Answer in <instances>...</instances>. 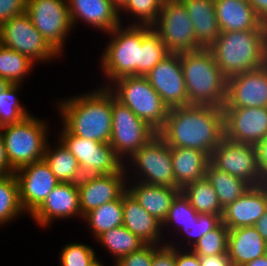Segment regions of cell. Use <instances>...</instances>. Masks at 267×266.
<instances>
[{
    "label": "cell",
    "instance_id": "obj_31",
    "mask_svg": "<svg viewBox=\"0 0 267 266\" xmlns=\"http://www.w3.org/2000/svg\"><path fill=\"white\" fill-rule=\"evenodd\" d=\"M83 220L90 227L94 240L106 231L123 225L122 196L89 211Z\"/></svg>",
    "mask_w": 267,
    "mask_h": 266
},
{
    "label": "cell",
    "instance_id": "obj_13",
    "mask_svg": "<svg viewBox=\"0 0 267 266\" xmlns=\"http://www.w3.org/2000/svg\"><path fill=\"white\" fill-rule=\"evenodd\" d=\"M26 13L35 28L61 55L73 29L67 0H27Z\"/></svg>",
    "mask_w": 267,
    "mask_h": 266
},
{
    "label": "cell",
    "instance_id": "obj_7",
    "mask_svg": "<svg viewBox=\"0 0 267 266\" xmlns=\"http://www.w3.org/2000/svg\"><path fill=\"white\" fill-rule=\"evenodd\" d=\"M108 89L115 98L157 133L165 124L169 108L145 76H126L111 84Z\"/></svg>",
    "mask_w": 267,
    "mask_h": 266
},
{
    "label": "cell",
    "instance_id": "obj_18",
    "mask_svg": "<svg viewBox=\"0 0 267 266\" xmlns=\"http://www.w3.org/2000/svg\"><path fill=\"white\" fill-rule=\"evenodd\" d=\"M127 171L123 166L117 173L108 175H85L77 183L81 215L116 199L127 191ZM126 177V178H125Z\"/></svg>",
    "mask_w": 267,
    "mask_h": 266
},
{
    "label": "cell",
    "instance_id": "obj_5",
    "mask_svg": "<svg viewBox=\"0 0 267 266\" xmlns=\"http://www.w3.org/2000/svg\"><path fill=\"white\" fill-rule=\"evenodd\" d=\"M122 26L107 33L112 38L99 58L105 80L109 81L105 88L122 77L140 76L142 25Z\"/></svg>",
    "mask_w": 267,
    "mask_h": 266
},
{
    "label": "cell",
    "instance_id": "obj_16",
    "mask_svg": "<svg viewBox=\"0 0 267 266\" xmlns=\"http://www.w3.org/2000/svg\"><path fill=\"white\" fill-rule=\"evenodd\" d=\"M145 77L169 109L188 105L180 53H169Z\"/></svg>",
    "mask_w": 267,
    "mask_h": 266
},
{
    "label": "cell",
    "instance_id": "obj_40",
    "mask_svg": "<svg viewBox=\"0 0 267 266\" xmlns=\"http://www.w3.org/2000/svg\"><path fill=\"white\" fill-rule=\"evenodd\" d=\"M229 229L221 222L215 229L201 237L191 250L198 256L227 254Z\"/></svg>",
    "mask_w": 267,
    "mask_h": 266
},
{
    "label": "cell",
    "instance_id": "obj_34",
    "mask_svg": "<svg viewBox=\"0 0 267 266\" xmlns=\"http://www.w3.org/2000/svg\"><path fill=\"white\" fill-rule=\"evenodd\" d=\"M34 62L21 53L0 44V77L10 84H21L34 69ZM29 73V74H28Z\"/></svg>",
    "mask_w": 267,
    "mask_h": 266
},
{
    "label": "cell",
    "instance_id": "obj_51",
    "mask_svg": "<svg viewBox=\"0 0 267 266\" xmlns=\"http://www.w3.org/2000/svg\"><path fill=\"white\" fill-rule=\"evenodd\" d=\"M254 227L261 234L263 239L267 242V210L266 212L258 219Z\"/></svg>",
    "mask_w": 267,
    "mask_h": 266
},
{
    "label": "cell",
    "instance_id": "obj_25",
    "mask_svg": "<svg viewBox=\"0 0 267 266\" xmlns=\"http://www.w3.org/2000/svg\"><path fill=\"white\" fill-rule=\"evenodd\" d=\"M227 254L232 266H243L267 254V242L254 226L230 229Z\"/></svg>",
    "mask_w": 267,
    "mask_h": 266
},
{
    "label": "cell",
    "instance_id": "obj_53",
    "mask_svg": "<svg viewBox=\"0 0 267 266\" xmlns=\"http://www.w3.org/2000/svg\"><path fill=\"white\" fill-rule=\"evenodd\" d=\"M113 6L120 11L127 3L128 0H110Z\"/></svg>",
    "mask_w": 267,
    "mask_h": 266
},
{
    "label": "cell",
    "instance_id": "obj_8",
    "mask_svg": "<svg viewBox=\"0 0 267 266\" xmlns=\"http://www.w3.org/2000/svg\"><path fill=\"white\" fill-rule=\"evenodd\" d=\"M129 162L131 163L129 164ZM125 165V170L128 171L127 175L135 174L133 176L134 181L180 189L176 185L173 173L171 147L158 133L127 160ZM127 167H130V169H126ZM129 170H131V173H129ZM132 171H134V174Z\"/></svg>",
    "mask_w": 267,
    "mask_h": 266
},
{
    "label": "cell",
    "instance_id": "obj_46",
    "mask_svg": "<svg viewBox=\"0 0 267 266\" xmlns=\"http://www.w3.org/2000/svg\"><path fill=\"white\" fill-rule=\"evenodd\" d=\"M152 266H176L175 265V248L163 245L153 256Z\"/></svg>",
    "mask_w": 267,
    "mask_h": 266
},
{
    "label": "cell",
    "instance_id": "obj_32",
    "mask_svg": "<svg viewBox=\"0 0 267 266\" xmlns=\"http://www.w3.org/2000/svg\"><path fill=\"white\" fill-rule=\"evenodd\" d=\"M97 243L102 244L114 257L116 263L120 258L130 253L141 250L147 244L129 231L124 225H120L101 234Z\"/></svg>",
    "mask_w": 267,
    "mask_h": 266
},
{
    "label": "cell",
    "instance_id": "obj_38",
    "mask_svg": "<svg viewBox=\"0 0 267 266\" xmlns=\"http://www.w3.org/2000/svg\"><path fill=\"white\" fill-rule=\"evenodd\" d=\"M198 218L197 211L190 205L188 198L180 191L174 198L169 208L167 218L162 223V232L168 228L180 230L182 227L188 226ZM175 227V228H174Z\"/></svg>",
    "mask_w": 267,
    "mask_h": 266
},
{
    "label": "cell",
    "instance_id": "obj_36",
    "mask_svg": "<svg viewBox=\"0 0 267 266\" xmlns=\"http://www.w3.org/2000/svg\"><path fill=\"white\" fill-rule=\"evenodd\" d=\"M169 52L152 26L142 25L140 76H146Z\"/></svg>",
    "mask_w": 267,
    "mask_h": 266
},
{
    "label": "cell",
    "instance_id": "obj_26",
    "mask_svg": "<svg viewBox=\"0 0 267 266\" xmlns=\"http://www.w3.org/2000/svg\"><path fill=\"white\" fill-rule=\"evenodd\" d=\"M191 18L197 45L208 49L221 31L215 14L214 0H180Z\"/></svg>",
    "mask_w": 267,
    "mask_h": 266
},
{
    "label": "cell",
    "instance_id": "obj_14",
    "mask_svg": "<svg viewBox=\"0 0 267 266\" xmlns=\"http://www.w3.org/2000/svg\"><path fill=\"white\" fill-rule=\"evenodd\" d=\"M210 162L216 168L244 180L251 187L262 185L257 149L252 144L236 143L224 138L212 151Z\"/></svg>",
    "mask_w": 267,
    "mask_h": 266
},
{
    "label": "cell",
    "instance_id": "obj_11",
    "mask_svg": "<svg viewBox=\"0 0 267 266\" xmlns=\"http://www.w3.org/2000/svg\"><path fill=\"white\" fill-rule=\"evenodd\" d=\"M169 53L200 50L194 27L184 4L180 0H164L159 17L152 25Z\"/></svg>",
    "mask_w": 267,
    "mask_h": 266
},
{
    "label": "cell",
    "instance_id": "obj_15",
    "mask_svg": "<svg viewBox=\"0 0 267 266\" xmlns=\"http://www.w3.org/2000/svg\"><path fill=\"white\" fill-rule=\"evenodd\" d=\"M19 187V199L26 214L31 215L60 183L44 159L14 171Z\"/></svg>",
    "mask_w": 267,
    "mask_h": 266
},
{
    "label": "cell",
    "instance_id": "obj_52",
    "mask_svg": "<svg viewBox=\"0 0 267 266\" xmlns=\"http://www.w3.org/2000/svg\"><path fill=\"white\" fill-rule=\"evenodd\" d=\"M243 266H267V254L262 257L256 258Z\"/></svg>",
    "mask_w": 267,
    "mask_h": 266
},
{
    "label": "cell",
    "instance_id": "obj_2",
    "mask_svg": "<svg viewBox=\"0 0 267 266\" xmlns=\"http://www.w3.org/2000/svg\"><path fill=\"white\" fill-rule=\"evenodd\" d=\"M63 100V101H62ZM58 102L64 126L72 135L109 143L112 133V92L105 87Z\"/></svg>",
    "mask_w": 267,
    "mask_h": 266
},
{
    "label": "cell",
    "instance_id": "obj_42",
    "mask_svg": "<svg viewBox=\"0 0 267 266\" xmlns=\"http://www.w3.org/2000/svg\"><path fill=\"white\" fill-rule=\"evenodd\" d=\"M96 252L91 246L83 243L71 242L60 250V266H90L97 260Z\"/></svg>",
    "mask_w": 267,
    "mask_h": 266
},
{
    "label": "cell",
    "instance_id": "obj_47",
    "mask_svg": "<svg viewBox=\"0 0 267 266\" xmlns=\"http://www.w3.org/2000/svg\"><path fill=\"white\" fill-rule=\"evenodd\" d=\"M256 149L262 185H267V137L256 145Z\"/></svg>",
    "mask_w": 267,
    "mask_h": 266
},
{
    "label": "cell",
    "instance_id": "obj_39",
    "mask_svg": "<svg viewBox=\"0 0 267 266\" xmlns=\"http://www.w3.org/2000/svg\"><path fill=\"white\" fill-rule=\"evenodd\" d=\"M164 0H128L126 5L119 11L134 17L131 25L152 26L159 17ZM137 21V22H136Z\"/></svg>",
    "mask_w": 267,
    "mask_h": 266
},
{
    "label": "cell",
    "instance_id": "obj_4",
    "mask_svg": "<svg viewBox=\"0 0 267 266\" xmlns=\"http://www.w3.org/2000/svg\"><path fill=\"white\" fill-rule=\"evenodd\" d=\"M188 105L223 108L227 95V77L209 49L180 53Z\"/></svg>",
    "mask_w": 267,
    "mask_h": 266
},
{
    "label": "cell",
    "instance_id": "obj_27",
    "mask_svg": "<svg viewBox=\"0 0 267 266\" xmlns=\"http://www.w3.org/2000/svg\"><path fill=\"white\" fill-rule=\"evenodd\" d=\"M127 182V191L152 216L161 223L167 218L169 208L181 189L167 186L149 185L137 181ZM134 184V185H133ZM129 185V186H128Z\"/></svg>",
    "mask_w": 267,
    "mask_h": 266
},
{
    "label": "cell",
    "instance_id": "obj_10",
    "mask_svg": "<svg viewBox=\"0 0 267 266\" xmlns=\"http://www.w3.org/2000/svg\"><path fill=\"white\" fill-rule=\"evenodd\" d=\"M0 44L21 53L36 64L37 62L44 64L60 57V54L35 28L26 12L0 26Z\"/></svg>",
    "mask_w": 267,
    "mask_h": 266
},
{
    "label": "cell",
    "instance_id": "obj_44",
    "mask_svg": "<svg viewBox=\"0 0 267 266\" xmlns=\"http://www.w3.org/2000/svg\"><path fill=\"white\" fill-rule=\"evenodd\" d=\"M27 0H0V26L26 12Z\"/></svg>",
    "mask_w": 267,
    "mask_h": 266
},
{
    "label": "cell",
    "instance_id": "obj_22",
    "mask_svg": "<svg viewBox=\"0 0 267 266\" xmlns=\"http://www.w3.org/2000/svg\"><path fill=\"white\" fill-rule=\"evenodd\" d=\"M67 2L72 27L82 20L83 23H88L87 25L101 32L109 33L122 23L119 11L110 0H67Z\"/></svg>",
    "mask_w": 267,
    "mask_h": 266
},
{
    "label": "cell",
    "instance_id": "obj_41",
    "mask_svg": "<svg viewBox=\"0 0 267 266\" xmlns=\"http://www.w3.org/2000/svg\"><path fill=\"white\" fill-rule=\"evenodd\" d=\"M221 222L222 219L219 215L206 213L198 214L196 221H193L188 226L182 227L178 231L179 235L181 234L184 236L183 240H185L186 243L188 242L186 245L189 246L186 247L185 245L182 249H191L201 237H203L209 231L215 229Z\"/></svg>",
    "mask_w": 267,
    "mask_h": 266
},
{
    "label": "cell",
    "instance_id": "obj_23",
    "mask_svg": "<svg viewBox=\"0 0 267 266\" xmlns=\"http://www.w3.org/2000/svg\"><path fill=\"white\" fill-rule=\"evenodd\" d=\"M123 225L146 244H161L163 239L162 223L150 215L135 199L126 191L122 195ZM161 240V241H160Z\"/></svg>",
    "mask_w": 267,
    "mask_h": 266
},
{
    "label": "cell",
    "instance_id": "obj_9",
    "mask_svg": "<svg viewBox=\"0 0 267 266\" xmlns=\"http://www.w3.org/2000/svg\"><path fill=\"white\" fill-rule=\"evenodd\" d=\"M157 132L112 93V133L109 144L125 164Z\"/></svg>",
    "mask_w": 267,
    "mask_h": 266
},
{
    "label": "cell",
    "instance_id": "obj_50",
    "mask_svg": "<svg viewBox=\"0 0 267 266\" xmlns=\"http://www.w3.org/2000/svg\"><path fill=\"white\" fill-rule=\"evenodd\" d=\"M257 17L267 24V0H248Z\"/></svg>",
    "mask_w": 267,
    "mask_h": 266
},
{
    "label": "cell",
    "instance_id": "obj_28",
    "mask_svg": "<svg viewBox=\"0 0 267 266\" xmlns=\"http://www.w3.org/2000/svg\"><path fill=\"white\" fill-rule=\"evenodd\" d=\"M210 157L194 148L171 147V162L176 185L182 189L187 184L205 178Z\"/></svg>",
    "mask_w": 267,
    "mask_h": 266
},
{
    "label": "cell",
    "instance_id": "obj_33",
    "mask_svg": "<svg viewBox=\"0 0 267 266\" xmlns=\"http://www.w3.org/2000/svg\"><path fill=\"white\" fill-rule=\"evenodd\" d=\"M181 191L198 214H213L222 218L223 208L219 204L215 189L206 177L187 184Z\"/></svg>",
    "mask_w": 267,
    "mask_h": 266
},
{
    "label": "cell",
    "instance_id": "obj_43",
    "mask_svg": "<svg viewBox=\"0 0 267 266\" xmlns=\"http://www.w3.org/2000/svg\"><path fill=\"white\" fill-rule=\"evenodd\" d=\"M163 245L147 244L141 250L120 258L114 266H152L154 253Z\"/></svg>",
    "mask_w": 267,
    "mask_h": 266
},
{
    "label": "cell",
    "instance_id": "obj_24",
    "mask_svg": "<svg viewBox=\"0 0 267 266\" xmlns=\"http://www.w3.org/2000/svg\"><path fill=\"white\" fill-rule=\"evenodd\" d=\"M214 4L221 32L267 29L248 0H214Z\"/></svg>",
    "mask_w": 267,
    "mask_h": 266
},
{
    "label": "cell",
    "instance_id": "obj_54",
    "mask_svg": "<svg viewBox=\"0 0 267 266\" xmlns=\"http://www.w3.org/2000/svg\"><path fill=\"white\" fill-rule=\"evenodd\" d=\"M9 85H10V83L8 81H6L4 78L0 77V93L5 91Z\"/></svg>",
    "mask_w": 267,
    "mask_h": 266
},
{
    "label": "cell",
    "instance_id": "obj_48",
    "mask_svg": "<svg viewBox=\"0 0 267 266\" xmlns=\"http://www.w3.org/2000/svg\"><path fill=\"white\" fill-rule=\"evenodd\" d=\"M201 266H232L228 254L216 256H199Z\"/></svg>",
    "mask_w": 267,
    "mask_h": 266
},
{
    "label": "cell",
    "instance_id": "obj_49",
    "mask_svg": "<svg viewBox=\"0 0 267 266\" xmlns=\"http://www.w3.org/2000/svg\"><path fill=\"white\" fill-rule=\"evenodd\" d=\"M14 173V170L9 166L4 140L0 131V177Z\"/></svg>",
    "mask_w": 267,
    "mask_h": 266
},
{
    "label": "cell",
    "instance_id": "obj_1",
    "mask_svg": "<svg viewBox=\"0 0 267 266\" xmlns=\"http://www.w3.org/2000/svg\"><path fill=\"white\" fill-rule=\"evenodd\" d=\"M158 134L170 147L194 148L210 157L225 138L223 108L206 105L171 108Z\"/></svg>",
    "mask_w": 267,
    "mask_h": 266
},
{
    "label": "cell",
    "instance_id": "obj_29",
    "mask_svg": "<svg viewBox=\"0 0 267 266\" xmlns=\"http://www.w3.org/2000/svg\"><path fill=\"white\" fill-rule=\"evenodd\" d=\"M57 142L52 149L48 141L43 159L60 183H78L83 174L77 159L60 140Z\"/></svg>",
    "mask_w": 267,
    "mask_h": 266
},
{
    "label": "cell",
    "instance_id": "obj_30",
    "mask_svg": "<svg viewBox=\"0 0 267 266\" xmlns=\"http://www.w3.org/2000/svg\"><path fill=\"white\" fill-rule=\"evenodd\" d=\"M205 177L215 189L223 209L251 188L244 180L216 168L210 161L206 167Z\"/></svg>",
    "mask_w": 267,
    "mask_h": 266
},
{
    "label": "cell",
    "instance_id": "obj_17",
    "mask_svg": "<svg viewBox=\"0 0 267 266\" xmlns=\"http://www.w3.org/2000/svg\"><path fill=\"white\" fill-rule=\"evenodd\" d=\"M225 138L256 146L267 137V107H223Z\"/></svg>",
    "mask_w": 267,
    "mask_h": 266
},
{
    "label": "cell",
    "instance_id": "obj_45",
    "mask_svg": "<svg viewBox=\"0 0 267 266\" xmlns=\"http://www.w3.org/2000/svg\"><path fill=\"white\" fill-rule=\"evenodd\" d=\"M165 242H166V245L175 248V265L176 266H201L199 256L195 254L191 249H187V250L185 249L184 251V249L182 250L181 245H177V243L171 242V240L165 241ZM178 246H181V248H179Z\"/></svg>",
    "mask_w": 267,
    "mask_h": 266
},
{
    "label": "cell",
    "instance_id": "obj_3",
    "mask_svg": "<svg viewBox=\"0 0 267 266\" xmlns=\"http://www.w3.org/2000/svg\"><path fill=\"white\" fill-rule=\"evenodd\" d=\"M229 78L267 64V29L221 32L208 48Z\"/></svg>",
    "mask_w": 267,
    "mask_h": 266
},
{
    "label": "cell",
    "instance_id": "obj_19",
    "mask_svg": "<svg viewBox=\"0 0 267 266\" xmlns=\"http://www.w3.org/2000/svg\"><path fill=\"white\" fill-rule=\"evenodd\" d=\"M223 107H267V64L229 77Z\"/></svg>",
    "mask_w": 267,
    "mask_h": 266
},
{
    "label": "cell",
    "instance_id": "obj_37",
    "mask_svg": "<svg viewBox=\"0 0 267 266\" xmlns=\"http://www.w3.org/2000/svg\"><path fill=\"white\" fill-rule=\"evenodd\" d=\"M21 84H10L0 93V127L21 122L31 114L19 103L17 94Z\"/></svg>",
    "mask_w": 267,
    "mask_h": 266
},
{
    "label": "cell",
    "instance_id": "obj_35",
    "mask_svg": "<svg viewBox=\"0 0 267 266\" xmlns=\"http://www.w3.org/2000/svg\"><path fill=\"white\" fill-rule=\"evenodd\" d=\"M25 214L19 199L18 181L14 173L0 177V226Z\"/></svg>",
    "mask_w": 267,
    "mask_h": 266
},
{
    "label": "cell",
    "instance_id": "obj_12",
    "mask_svg": "<svg viewBox=\"0 0 267 266\" xmlns=\"http://www.w3.org/2000/svg\"><path fill=\"white\" fill-rule=\"evenodd\" d=\"M58 138L77 159L83 176L117 173L124 163L109 143L72 135L64 126Z\"/></svg>",
    "mask_w": 267,
    "mask_h": 266
},
{
    "label": "cell",
    "instance_id": "obj_55",
    "mask_svg": "<svg viewBox=\"0 0 267 266\" xmlns=\"http://www.w3.org/2000/svg\"><path fill=\"white\" fill-rule=\"evenodd\" d=\"M90 266H103L102 262L100 261V259L96 260L95 262H93Z\"/></svg>",
    "mask_w": 267,
    "mask_h": 266
},
{
    "label": "cell",
    "instance_id": "obj_21",
    "mask_svg": "<svg viewBox=\"0 0 267 266\" xmlns=\"http://www.w3.org/2000/svg\"><path fill=\"white\" fill-rule=\"evenodd\" d=\"M267 210V185L251 187L223 209L222 223L230 230L254 226Z\"/></svg>",
    "mask_w": 267,
    "mask_h": 266
},
{
    "label": "cell",
    "instance_id": "obj_6",
    "mask_svg": "<svg viewBox=\"0 0 267 266\" xmlns=\"http://www.w3.org/2000/svg\"><path fill=\"white\" fill-rule=\"evenodd\" d=\"M49 127L32 113L19 123L0 127L8 163L14 171L44 158Z\"/></svg>",
    "mask_w": 267,
    "mask_h": 266
},
{
    "label": "cell",
    "instance_id": "obj_20",
    "mask_svg": "<svg viewBox=\"0 0 267 266\" xmlns=\"http://www.w3.org/2000/svg\"><path fill=\"white\" fill-rule=\"evenodd\" d=\"M30 217L44 228H48L55 219H83L77 183H59Z\"/></svg>",
    "mask_w": 267,
    "mask_h": 266
}]
</instances>
